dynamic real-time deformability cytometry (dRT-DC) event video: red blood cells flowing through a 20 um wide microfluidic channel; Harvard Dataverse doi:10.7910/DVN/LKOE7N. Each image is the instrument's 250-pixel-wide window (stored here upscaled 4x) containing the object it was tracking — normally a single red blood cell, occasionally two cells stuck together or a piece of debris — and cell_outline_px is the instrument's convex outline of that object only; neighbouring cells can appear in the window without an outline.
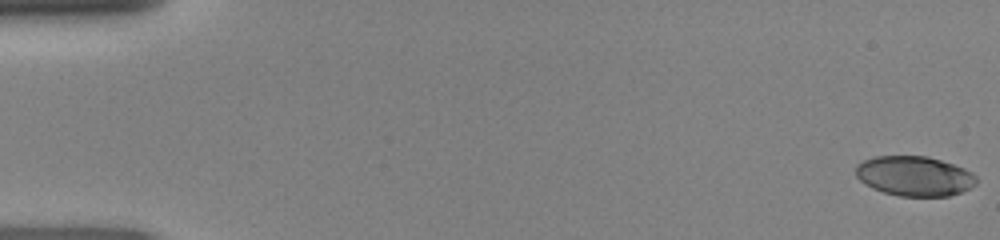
{"species": "human", "species_latin": "Homo sapiens", "temperature_condition": "room temperature", "stored_images_in_passage": 48, "camera_frame_rate_fps": 3000, "um_per_image_px": 0.085, "donor": {"sex": "female"}, "frame": {"image": 1, "passage_image": 1, "time_ms": 0.0, "image_size_px": [1000, 240], "cell_outline_px": [[976, 184], [960, 192], [948, 196], [900, 196], [884, 192], [872, 188], [864, 184], [856, 176], [856, 164], [872, 156], [928, 156], [964, 168], [972, 172], [976, 176]], "centroid_in_image_um": [77.7, 14.96], "position_along_channel_um": 7.3, "area_um2": 27.98}}
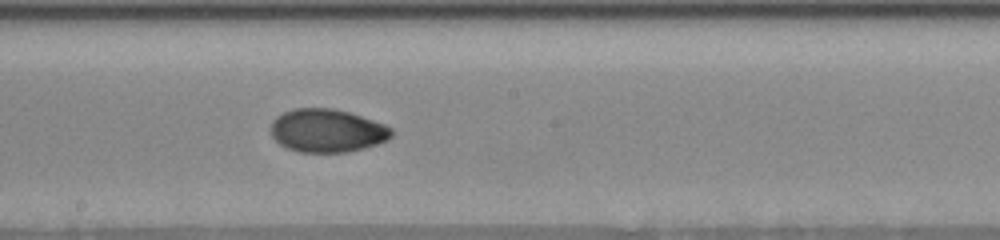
{"frame": {"image": 2, "passage_image": 27, "time_ms": 8.667, "image_size_px": [1000, 240], "cell_outline_px": [[392, 136], [388, 140], [364, 148], [348, 152], [300, 152], [288, 148], [280, 144], [272, 136], [272, 120], [276, 116], [284, 112], [296, 108], [332, 108], [348, 112], [384, 124], [392, 128]], "centroid_in_image_um": [27.81, 11.1], "position_along_channel_um": 220.4, "area_um2": 30.23}}
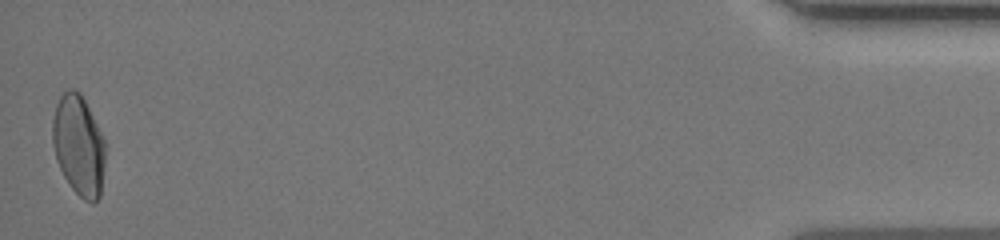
{"frame": {"image": 3, "passage_image": 48, "time_ms": 15.667, "image_size_px": [1000, 240], "cell_outline_px": [[104, 164], [100, 196], [92, 204], [84, 200], [72, 188], [64, 176], [56, 160], [52, 144], [52, 120], [56, 104], [60, 96], [68, 88], [72, 88], [80, 92], [104, 140]], "centroid_in_image_um": [6.65, 12.36], "position_along_channel_um": 428.5, "area_um2": 30.58}}